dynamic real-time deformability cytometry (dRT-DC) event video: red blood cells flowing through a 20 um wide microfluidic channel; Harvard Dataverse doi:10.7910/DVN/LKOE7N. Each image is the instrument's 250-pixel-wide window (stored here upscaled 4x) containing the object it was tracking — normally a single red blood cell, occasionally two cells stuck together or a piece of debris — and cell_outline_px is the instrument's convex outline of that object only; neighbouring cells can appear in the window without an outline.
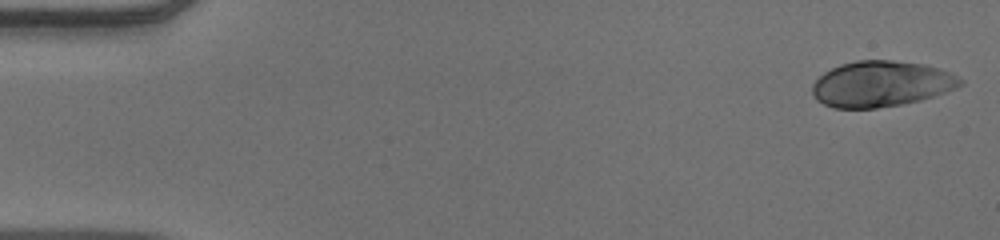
{"species": "human", "species_latin": "Homo sapiens", "temperature_condition": "warm", "stored_images_in_passage": 51, "camera_frame_rate_fps": 3000, "um_per_image_px": 0.085, "donor": {"sex": "male"}, "frame": {"image": 1, "passage_image": 1, "time_ms": 0.0, "image_size_px": [1000, 240], "cell_outline_px": [[964, 84], [944, 92], [920, 100], [900, 104], [876, 108], [832, 108], [816, 100], [812, 92], [812, 84], [824, 72], [840, 64], [856, 60], [892, 60], [924, 64], [940, 68], [964, 80]], "centroid_in_image_um": [74.87, 7.12], "position_along_channel_um": 10.1, "area_um2": 39.42}}
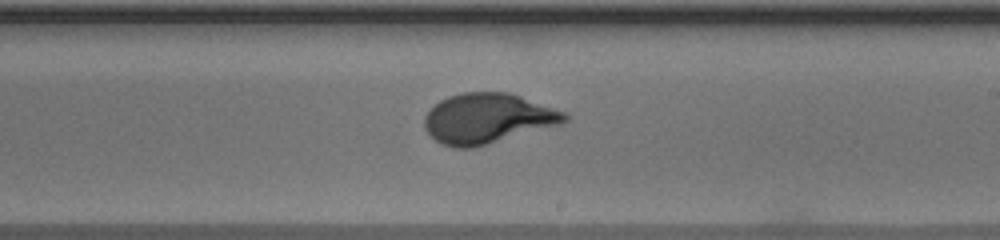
{"frame": {"image": 2, "passage_image": 30, "time_ms": 9.667, "image_size_px": [1000, 240], "cell_outline_px": [[568, 120], [560, 124], [472, 148], [456, 148], [444, 144], [436, 140], [424, 128], [424, 116], [440, 100], [448, 96], [464, 92], [508, 92], [568, 112]], "centroid_in_image_um": [41.46, 10.05], "position_along_channel_um": 247.5, "area_um2": 40.63}}
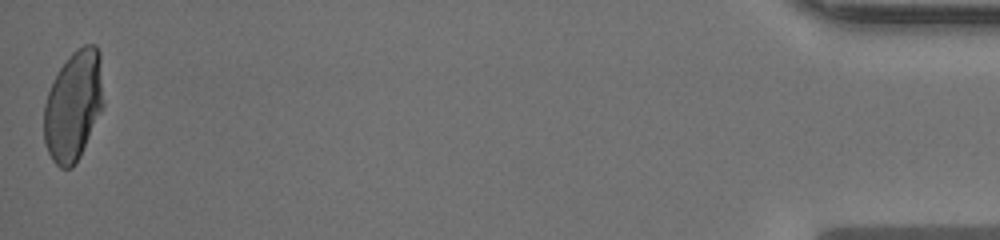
{"frame": {"image": 3, "passage_image": 51, "time_ms": 16.667, "image_size_px": [1000, 240], "cell_outline_px": [[104, 104], [80, 156], [72, 168], [60, 168], [52, 160], [48, 152], [44, 140], [44, 104], [48, 92], [60, 68], [68, 56], [72, 52], [84, 44], [96, 44], [100, 52], [104, 100]], "centroid_in_image_um": [6.25, 8.96], "position_along_channel_um": 428.9, "area_um2": 38.21}, "authors_computed_cell_mechanics": {"area_um2": 39.3618, "velocity_mm_per_s": 3.9295, "shape_relaxation_time_tau1_ms": 4.5855, "shape_relaxation_time_tau2_ms": null, "deformation_change_tau1": 0.2152, "deformation_change_tau2": null}}